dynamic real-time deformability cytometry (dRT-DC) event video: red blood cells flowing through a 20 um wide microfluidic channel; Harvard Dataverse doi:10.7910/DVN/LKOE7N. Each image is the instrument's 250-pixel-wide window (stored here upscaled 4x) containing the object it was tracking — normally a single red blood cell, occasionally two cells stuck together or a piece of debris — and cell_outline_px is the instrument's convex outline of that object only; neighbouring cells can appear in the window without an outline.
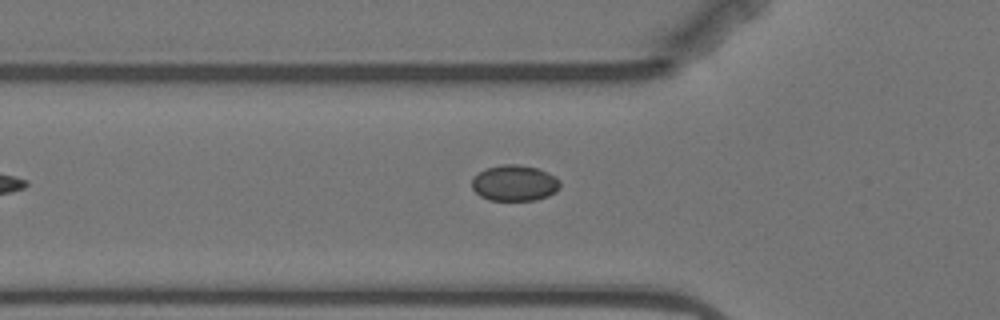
{"species": "Egyptian fruit bat (a non-hibernating species)", "species_latin": "Rousettus aegyptiacus", "temperature_condition": "warm", "stored_images_in_passage": 7, "camera_frame_rate_fps": 3000, "um_per_image_px": 0.085, "animal": {"sex": "female"}, "frame": {"image": 1, "passage_image": 6, "time_ms": 6.0, "image_size_px": [1000, 320], "cell_outline_px": [[560, 188], [556, 192], [548, 196], [536, 200], [488, 200], [480, 196], [472, 188], [472, 180], [480, 172], [488, 168], [504, 164], [516, 164], [536, 168], [548, 172], [556, 176], [560, 180]], "centroid_in_image_um": [43.78, 15.57], "position_along_channel_um": 82.0, "area_um2": 18.44}}
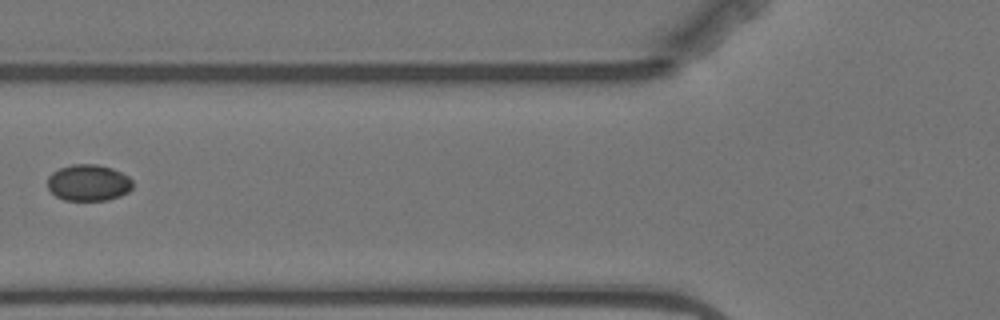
{"frame": {"image": 2, "passage_image": 7, "time_ms": 7.0, "image_size_px": [1000, 320], "cell_outline_px": [[132, 188], [128, 192], [120, 196], [108, 200], [64, 200], [56, 196], [48, 188], [48, 176], [52, 172], [60, 168], [72, 164], [96, 164], [112, 168], [128, 176], [132, 180]], "centroid_in_image_um": [7.52, 15.53], "position_along_channel_um": 118.3, "area_um2": 18.09}}